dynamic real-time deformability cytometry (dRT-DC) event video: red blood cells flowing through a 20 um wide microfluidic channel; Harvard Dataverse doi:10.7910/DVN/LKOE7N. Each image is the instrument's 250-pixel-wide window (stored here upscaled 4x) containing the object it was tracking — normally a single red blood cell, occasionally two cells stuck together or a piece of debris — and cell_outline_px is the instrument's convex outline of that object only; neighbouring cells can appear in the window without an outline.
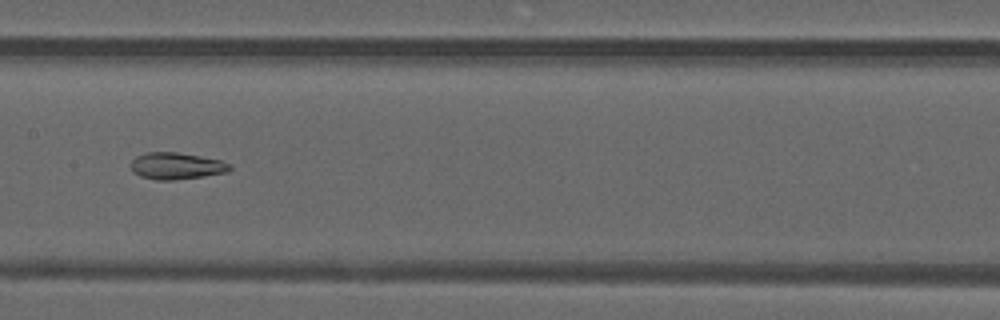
{"species": "common noctule bat (a hibernating species)", "species_latin": "Nyctalus noctula", "temperature_condition": "warm", "stored_images_in_passage": 35, "camera_frame_rate_fps": 3000, "um_per_image_px": 0.085, "animal": {"sex": "male", "forearm_length_mm": 52.5}, "frame": {"image": 1, "passage_image": 15, "time_ms": 4.667, "image_size_px": [1000, 320], "cell_outline_px": [[232, 168], [228, 172], [204, 176], [176, 180], [156, 180], [140, 176], [132, 172], [132, 160], [136, 156], [148, 152], [176, 152], [200, 156], [220, 160], [232, 164]], "centroid_in_image_um": [15.02, 14.11], "position_along_channel_um": 192.4, "area_um2": 15.49}}
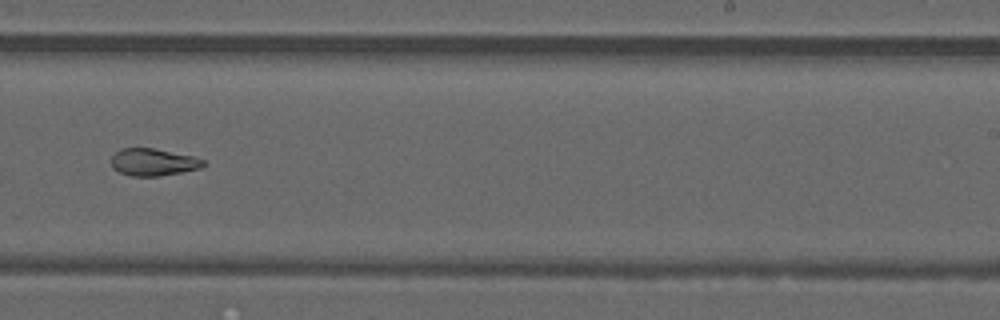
{"frame": {"image": 2, "passage_image": 21, "time_ms": 6.667, "image_size_px": [1000, 320], "cell_outline_px": [[204, 164], [200, 168], [160, 176], [132, 176], [120, 172], [112, 168], [112, 156], [120, 148], [152, 148], [192, 156], [204, 160]], "centroid_in_image_um": [12.99, 13.78], "position_along_channel_um": 276.0, "area_um2": 14.39}}
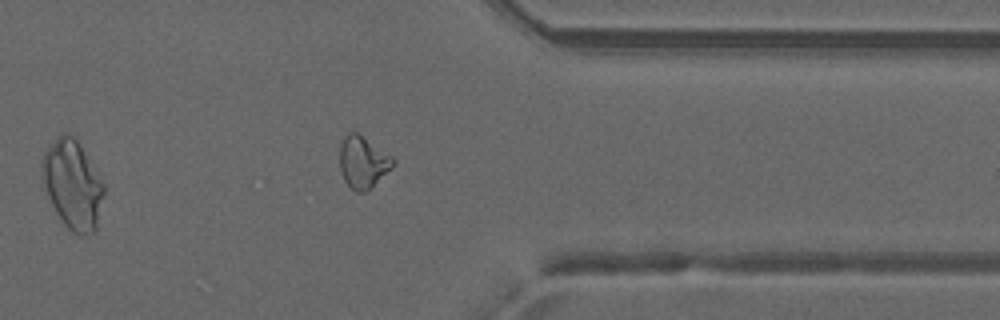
{"frame": {"image": 3, "passage_image": 29, "time_ms": 9.333, "image_size_px": [1000, 320], "cell_outline_px": [[396, 164], [392, 168], [364, 192], [356, 192], [344, 180], [340, 168], [340, 144], [344, 136], [348, 132], [356, 132], [392, 156], [396, 160]], "centroid_in_image_um": [30.85, 13.76], "position_along_channel_um": 380.6, "area_um2": 15.9}, "authors_computed_cell_mechanics": {"area_um2": 15.8372, "velocity_mm_per_s": 4.1947, "shape_relaxation_time_tau1_ms": null, "shape_relaxation_time_tau2_ms": 2.3586, "deformation_change_tau1": null, "deformation_change_tau2": 0.0891}}